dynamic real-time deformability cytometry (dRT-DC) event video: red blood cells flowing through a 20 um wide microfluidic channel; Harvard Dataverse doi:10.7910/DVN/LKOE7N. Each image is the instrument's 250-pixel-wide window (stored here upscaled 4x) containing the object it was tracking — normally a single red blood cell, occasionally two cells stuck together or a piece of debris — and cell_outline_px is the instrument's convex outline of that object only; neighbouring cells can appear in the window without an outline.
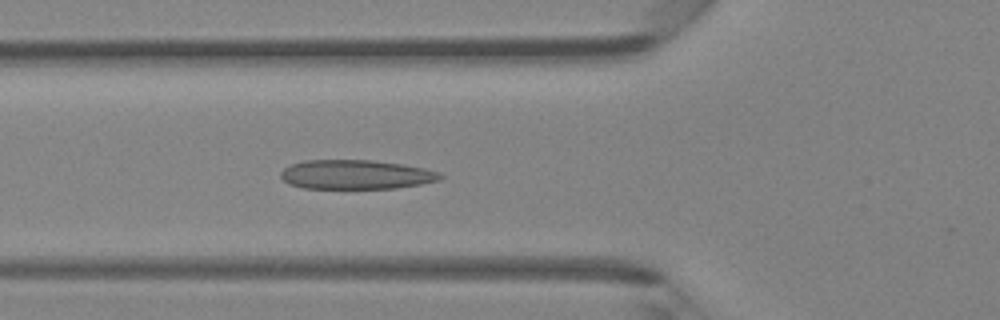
{"species": "Egyptian fruit bat (a non-hibernating species)", "species_latin": "Rousettus aegyptiacus", "temperature_condition": "room temperature", "stored_images_in_passage": 46, "camera_frame_rate_fps": 3000, "um_per_image_px": 0.085, "animal": {"sex": "female"}, "frame": {"image": 1, "passage_image": 16, "time_ms": 5.0, "image_size_px": [1000, 320], "cell_outline_px": [[444, 176], [440, 180], [420, 184], [396, 188], [304, 188], [288, 184], [280, 176], [280, 172], [284, 168], [292, 164], [304, 160], [372, 160], [404, 164], [424, 168], [440, 172]], "centroid_in_image_um": [30.26, 14.83], "position_along_channel_um": 95.5, "area_um2": 27.28}}
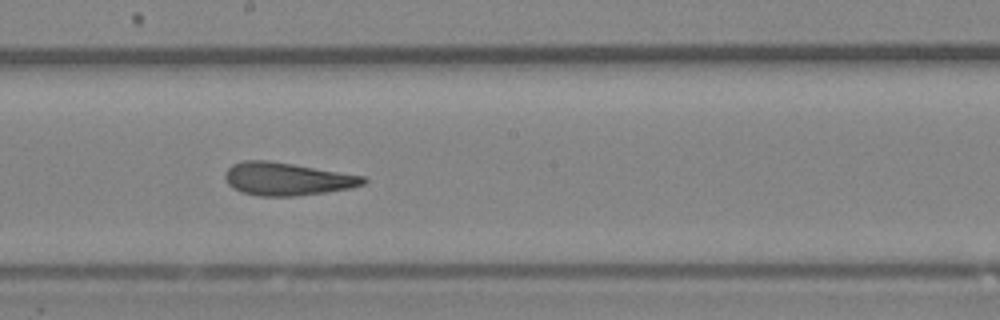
{"frame": {"image": 2, "passage_image": 25, "time_ms": 8.0, "image_size_px": [1000, 320], "cell_outline_px": [[368, 180], [364, 184], [352, 188], [296, 196], [260, 196], [240, 192], [232, 188], [228, 184], [224, 176], [224, 172], [232, 164], [244, 160], [268, 160], [364, 176]], "centroid_in_image_um": [24.36, 15.21], "position_along_channel_um": 223.8, "area_um2": 26.47}}
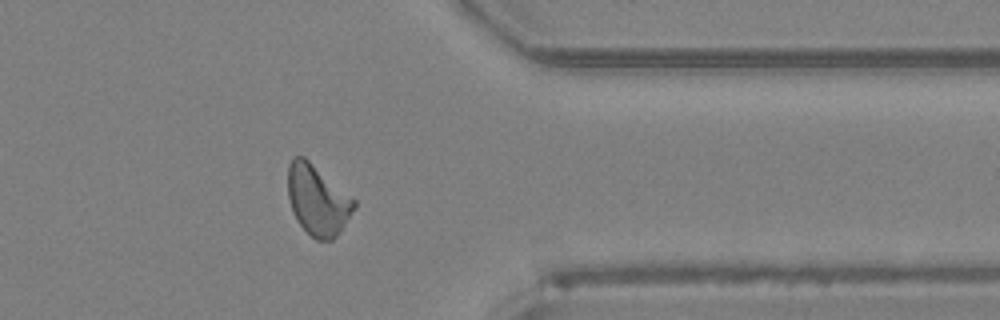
{"frame": {"image": 3, "passage_image": 37, "time_ms": 12.0, "image_size_px": [1000, 320], "cell_outline_px": [[356, 204], [344, 224], [336, 236], [332, 240], [316, 240], [296, 220], [292, 212], [288, 196], [288, 164], [292, 156], [304, 156], [356, 200]], "centroid_in_image_um": [26.96, 16.98], "position_along_channel_um": 384.4, "area_um2": 26.82}, "authors_computed_cell_mechanics": {"area_um2": 26.9637, "velocity_mm_per_s": 4.2919, "shape_relaxation_time_tau1_ms": 5.7384, "shape_relaxation_time_tau2_ms": 2.161, "deformation_change_tau1": 0.1733, "deformation_change_tau2": 0.1084}}